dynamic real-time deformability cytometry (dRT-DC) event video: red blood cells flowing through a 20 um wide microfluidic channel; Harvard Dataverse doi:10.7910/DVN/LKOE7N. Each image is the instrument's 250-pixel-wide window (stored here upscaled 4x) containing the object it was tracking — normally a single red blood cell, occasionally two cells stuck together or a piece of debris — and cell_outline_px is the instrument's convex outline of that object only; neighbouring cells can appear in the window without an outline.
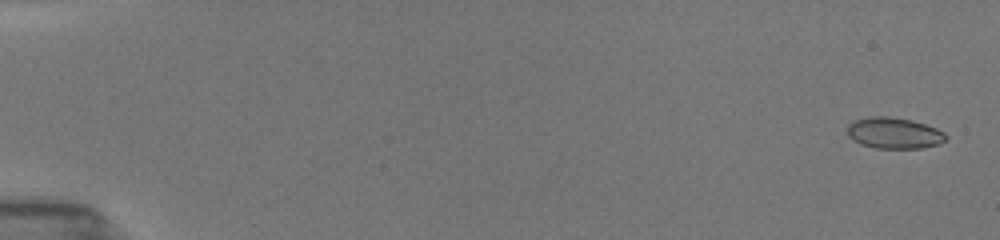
{"species": "common noctule bat (a hibernating species)", "species_latin": "Nyctalus noctula", "temperature_condition": "room temperature", "stored_images_in_passage": 53, "camera_frame_rate_fps": 3000, "um_per_image_px": 0.085, "animal": {"sex": "female", "body_mass_g": 19.5, "forearm_length_mm": 54.1}, "frame": {"image": 1, "passage_image": 2, "time_ms": 0.333, "image_size_px": [1000, 240], "cell_outline_px": [[948, 136], [940, 144], [920, 148], [876, 148], [860, 144], [852, 140], [848, 136], [848, 124], [852, 120], [868, 116], [888, 116], [912, 120], [936, 128], [944, 132]], "centroid_in_image_um": [75.96, 11.3], "position_along_channel_um": 9.0, "area_um2": 18.03}}
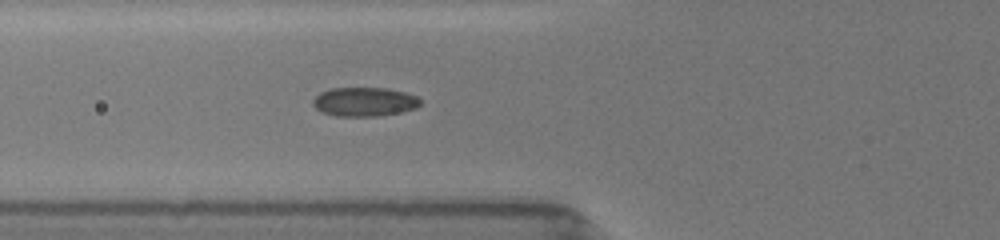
{"frame": {"image": 2, "passage_image": 34, "time_ms": 6.667, "image_size_px": [1000, 240], "cell_outline_px": [[420, 104], [416, 108], [400, 112], [376, 116], [336, 116], [324, 112], [316, 108], [312, 104], [312, 100], [320, 92], [332, 88], [388, 88], [404, 92], [416, 96], [420, 100]], "centroid_in_image_um": [30.96, 8.65], "position_along_channel_um": 94.8, "area_um2": 18.03}}
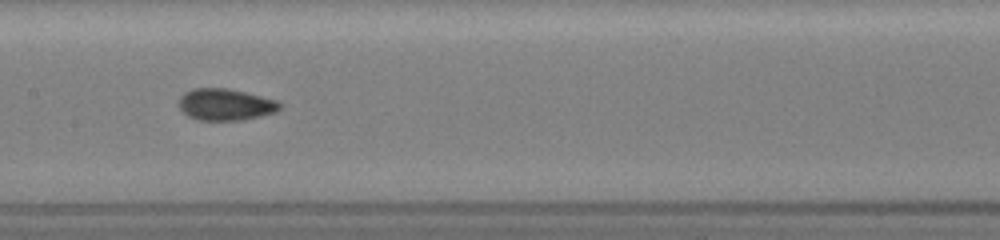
{"frame": {"image": 3, "passage_image": 52, "time_ms": 9.0, "image_size_px": [1000, 240], "cell_outline_px": [[280, 108], [276, 112], [244, 120], [200, 120], [188, 116], [180, 108], [180, 96], [184, 92], [192, 88], [228, 88], [276, 100], [280, 104]], "centroid_in_image_um": [19.15, 8.88], "position_along_channel_um": 188.2, "area_um2": 18.5}}